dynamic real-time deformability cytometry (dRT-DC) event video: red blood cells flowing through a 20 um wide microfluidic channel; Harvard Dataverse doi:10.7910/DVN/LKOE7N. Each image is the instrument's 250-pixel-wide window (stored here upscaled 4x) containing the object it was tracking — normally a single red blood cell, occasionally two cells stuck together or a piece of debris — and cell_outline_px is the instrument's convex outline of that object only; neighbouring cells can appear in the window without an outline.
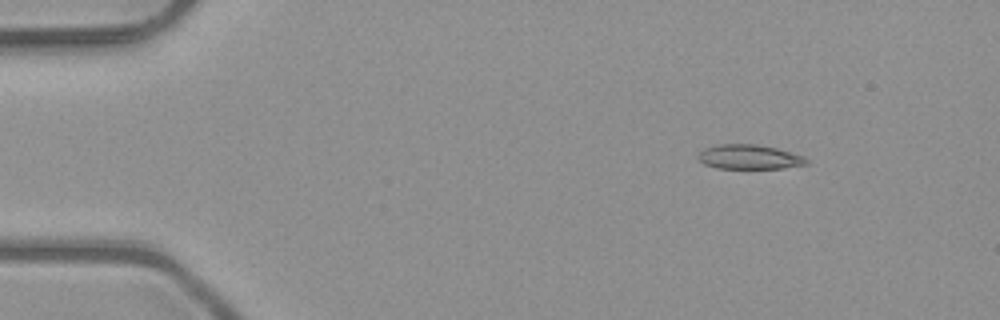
{"species": "common noctule bat (a hibernating species)", "species_latin": "Nyctalus noctula", "temperature_condition": "room temperature", "stored_images_in_passage": 5, "camera_frame_rate_fps": 3000, "um_per_image_px": 0.085, "animal": {"sex": "male", "body_mass_g": 23.1, "forearm_length_mm": 52.7}, "frame": {"image": 1, "passage_image": 2, "time_ms": 0.333, "image_size_px": [1000, 320], "cell_outline_px": [[808, 164], [784, 168], [716, 168], [704, 164], [696, 156], [704, 148], [716, 144], [756, 144], [776, 148], [804, 156], [808, 160]], "centroid_in_image_um": [63.67, 13.34], "position_along_channel_um": 21.3, "area_um2": 15.49}}